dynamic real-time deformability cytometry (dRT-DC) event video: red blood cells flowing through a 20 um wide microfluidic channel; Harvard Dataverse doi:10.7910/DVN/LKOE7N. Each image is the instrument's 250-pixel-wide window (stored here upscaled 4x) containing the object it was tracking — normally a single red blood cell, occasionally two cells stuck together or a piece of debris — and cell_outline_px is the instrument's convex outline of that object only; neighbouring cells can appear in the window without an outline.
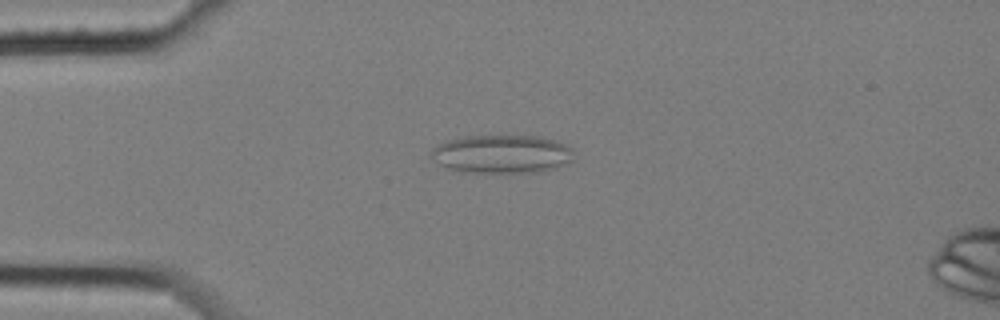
{"species": "common noctule bat (a hibernating species)", "species_latin": "Nyctalus noctula", "temperature_condition": "cold", "stored_images_in_passage": 4, "camera_frame_rate_fps": 3000, "um_per_image_px": 0.085, "animal": {"sex": "female", "body_mass_g": 25.1}, "frame": {"image": 1, "passage_image": 3, "time_ms": 0.667, "image_size_px": [1000, 320], "cell_outline_px": [[572, 160], [568, 164], [556, 168], [540, 172], [460, 172], [448, 168], [432, 160], [428, 156], [428, 152], [436, 144], [448, 140], [464, 136], [536, 136], [556, 140], [572, 148]], "centroid_in_image_um": [42.61, 13.1], "position_along_channel_um": 42.4, "area_um2": 32.25}}